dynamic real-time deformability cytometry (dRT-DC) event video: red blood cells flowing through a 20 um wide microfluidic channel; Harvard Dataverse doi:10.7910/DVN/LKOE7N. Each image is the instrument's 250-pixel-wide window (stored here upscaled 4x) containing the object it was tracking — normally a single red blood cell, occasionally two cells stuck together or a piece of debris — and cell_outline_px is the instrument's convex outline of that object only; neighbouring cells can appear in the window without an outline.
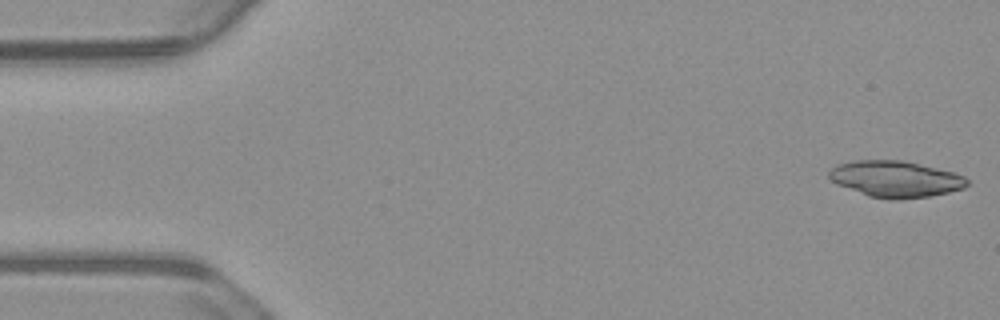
{"species": "common noctule bat (a hibernating species)", "species_latin": "Nyctalus noctula", "temperature_condition": "warm", "stored_images_in_passage": 40, "camera_frame_rate_fps": 3000, "um_per_image_px": 0.085, "animal": {"sex": "male", "body_mass_g": 23.1, "forearm_length_mm": 52.7}, "frame": {"image": 1, "passage_image": 1, "time_ms": 0.0, "image_size_px": [1000, 320], "cell_outline_px": [[968, 184], [964, 188], [948, 192], [928, 196], [900, 200], [888, 200], [868, 196], [836, 184], [828, 176], [828, 172], [836, 164], [852, 160], [904, 160], [952, 172], [964, 176], [968, 180]], "centroid_in_image_um": [76.08, 15.22], "position_along_channel_um": 8.9, "area_um2": 29.36}}
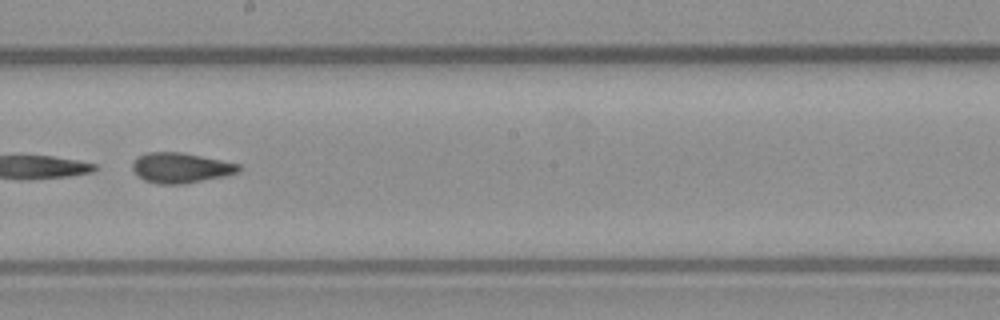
{"frame": {"image": 2, "passage_image": 30, "time_ms": 9.667, "image_size_px": [1000, 320], "cell_outline_px": [[240, 172], [224, 176], [184, 184], [156, 184], [144, 180], [136, 176], [132, 168], [132, 160], [136, 156], [148, 152], [180, 152], [240, 164]], "centroid_in_image_um": [15.3, 14.27], "position_along_channel_um": 232.9, "area_um2": 18.84}}